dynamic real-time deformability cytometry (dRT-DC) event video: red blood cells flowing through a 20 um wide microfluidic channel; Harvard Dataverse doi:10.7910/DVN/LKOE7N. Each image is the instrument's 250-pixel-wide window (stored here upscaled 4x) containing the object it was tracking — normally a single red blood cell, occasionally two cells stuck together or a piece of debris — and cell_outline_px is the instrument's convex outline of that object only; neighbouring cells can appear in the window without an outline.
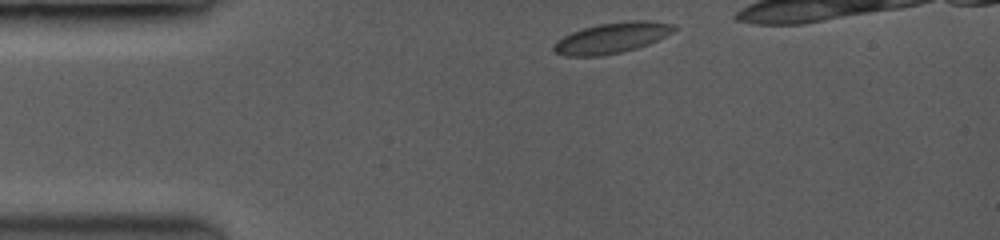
{"species": "common noctule bat (a hibernating species)", "species_latin": "Nyctalus noctula", "temperature_condition": "room temperature", "stored_images_in_passage": 13, "camera_frame_rate_fps": 3500, "um_per_image_px": 0.085, "animal": {"sex": "female", "body_mass_g": 19.0, "forearm_length_mm": 53.3}, "frame": {"image": 1, "passage_image": 1, "time_ms": 0.0, "image_size_px": [1000, 240], "cell_outline_px": [[676, 28], [672, 32], [648, 44], [636, 48], [620, 52], [596, 56], [568, 56], [556, 52], [552, 48], [564, 36], [572, 32], [584, 28], [600, 24], [636, 20], [648, 20], [672, 24]], "centroid_in_image_um": [52.02, 3.22], "position_along_channel_um": 33.0, "area_um2": 20.81}}
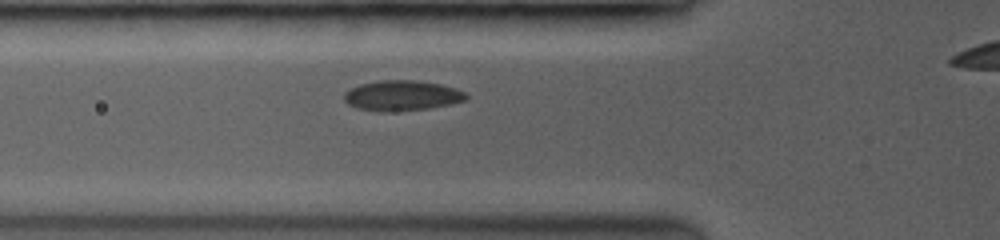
{"frame": {"image": 2, "passage_image": 11, "time_ms": 2.571, "image_size_px": [1000, 240], "cell_outline_px": [[468, 96], [464, 100], [448, 104], [428, 108], [356, 108], [348, 104], [344, 100], [344, 92], [360, 84], [376, 80], [412, 80], [440, 84], [464, 92]], "centroid_in_image_um": [34.15, 8.06], "position_along_channel_um": 91.7, "area_um2": 20.17}}